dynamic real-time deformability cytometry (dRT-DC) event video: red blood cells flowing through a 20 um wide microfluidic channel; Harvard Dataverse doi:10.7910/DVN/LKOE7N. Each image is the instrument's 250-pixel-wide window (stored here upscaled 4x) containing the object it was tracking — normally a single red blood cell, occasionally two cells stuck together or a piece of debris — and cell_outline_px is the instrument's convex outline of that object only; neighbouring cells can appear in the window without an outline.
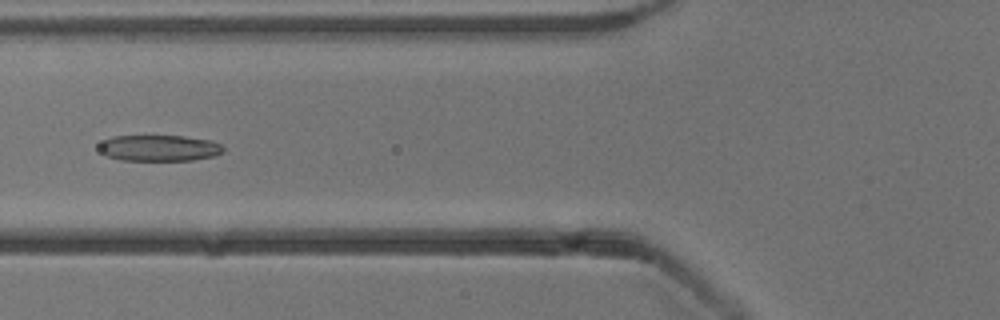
{"species": "common noctule bat (a hibernating species)", "species_latin": "Nyctalus noctula", "temperature_condition": "cold", "stored_images_in_passage": 45, "camera_frame_rate_fps": 3000, "um_per_image_px": 0.085, "animal": {"sex": "male", "body_mass_g": 13.3}, "frame": {"image": 1, "passage_image": 12, "time_ms": 3.667, "image_size_px": [1000, 320], "cell_outline_px": [[224, 152], [216, 156], [192, 160], [120, 160], [104, 156], [100, 148], [100, 144], [104, 140], [112, 136], [184, 136], [212, 140], [220, 144], [224, 148]], "centroid_in_image_um": [13.56, 12.59], "position_along_channel_um": 112.2, "area_um2": 19.02}}
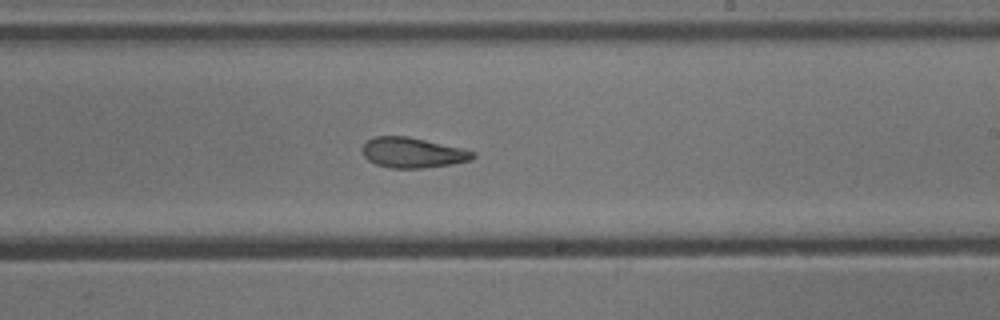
{"frame": {"image": 2, "passage_image": 23, "time_ms": 7.333, "image_size_px": [1000, 320], "cell_outline_px": [[476, 156], [472, 160], [452, 164], [424, 168], [388, 168], [376, 164], [368, 160], [364, 156], [364, 144], [368, 140], [376, 136], [404, 136], [464, 148], [476, 152]], "centroid_in_image_um": [35.13, 12.99], "position_along_channel_um": 253.9, "area_um2": 19.42}}
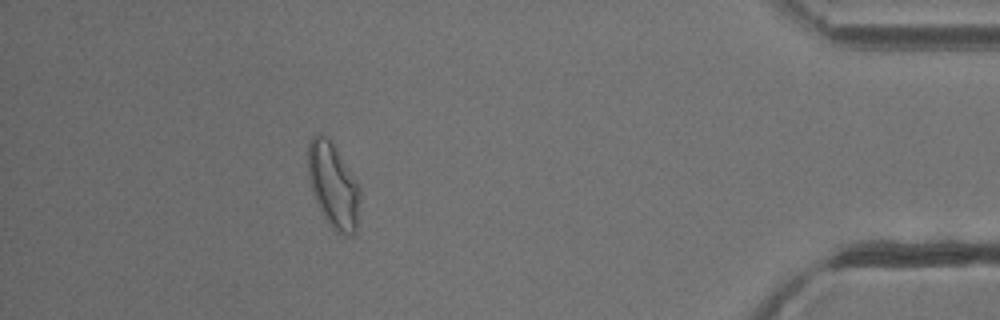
{"frame": {"image": 3, "passage_image": 39, "time_ms": 12.667, "image_size_px": [1000, 320], "cell_outline_px": [[360, 192], [356, 232], [352, 236], [344, 236], [336, 232], [332, 228], [324, 216], [316, 200], [308, 176], [308, 144], [312, 136], [316, 132], [320, 132], [332, 144], [360, 188]], "centroid_in_image_um": [28.32, 15.8], "position_along_channel_um": 406.9, "area_um2": 25.14}, "authors_computed_cell_mechanics": {"area_um2": 21.1548, "velocity_mm_per_s": 3.8673, "shape_relaxation_time_tau1_ms": null, "shape_relaxation_time_tau2_ms": 2.6109, "deformation_change_tau1": null, "deformation_change_tau2": 0.1014}}